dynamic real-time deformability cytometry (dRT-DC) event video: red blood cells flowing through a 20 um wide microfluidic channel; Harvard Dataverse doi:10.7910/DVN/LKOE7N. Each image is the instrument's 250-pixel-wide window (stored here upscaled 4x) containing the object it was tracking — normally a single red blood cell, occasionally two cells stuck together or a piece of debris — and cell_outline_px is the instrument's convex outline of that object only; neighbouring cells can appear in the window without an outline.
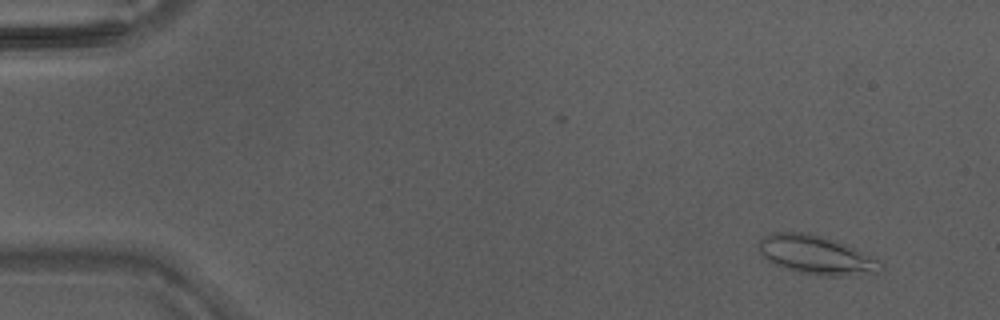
{"species": "Egyptian fruit bat (a non-hibernating species)", "species_latin": "Rousettus aegyptiacus", "temperature_condition": "warm", "stored_images_in_passage": 45, "camera_frame_rate_fps": 3000, "um_per_image_px": 0.085, "animal": {"sex": "male"}, "frame": {"image": 1, "passage_image": 3, "time_ms": 0.667, "image_size_px": [1000, 320], "cell_outline_px": [[884, 268], [880, 272], [840, 276], [820, 276], [796, 272], [784, 268], [768, 260], [760, 252], [760, 240], [764, 236], [772, 232], [808, 232], [844, 244], [880, 260], [884, 264]], "centroid_in_image_um": [69.4, 21.69], "position_along_channel_um": 15.6, "area_um2": 27.34}}
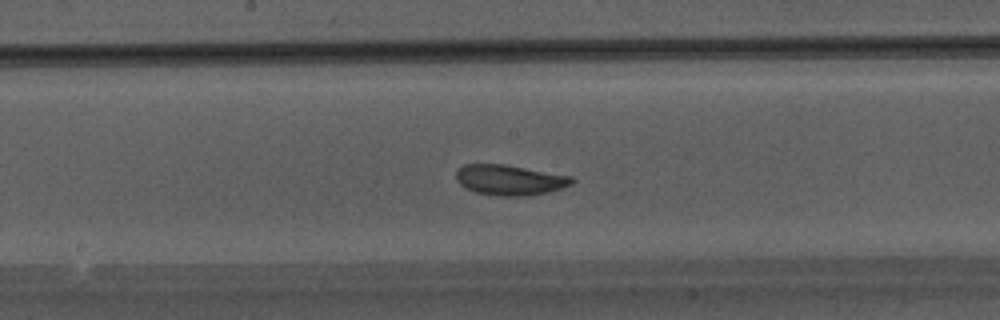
{"frame": {"image": 2, "passage_image": 24, "time_ms": 7.667, "image_size_px": [1000, 320], "cell_outline_px": [[576, 180], [572, 184], [548, 192], [528, 196], [500, 196], [476, 192], [464, 188], [456, 180], [456, 172], [464, 164], [504, 164], [572, 176]], "centroid_in_image_um": [43.33, 15.3], "position_along_channel_um": 204.9, "area_um2": 20.52}}
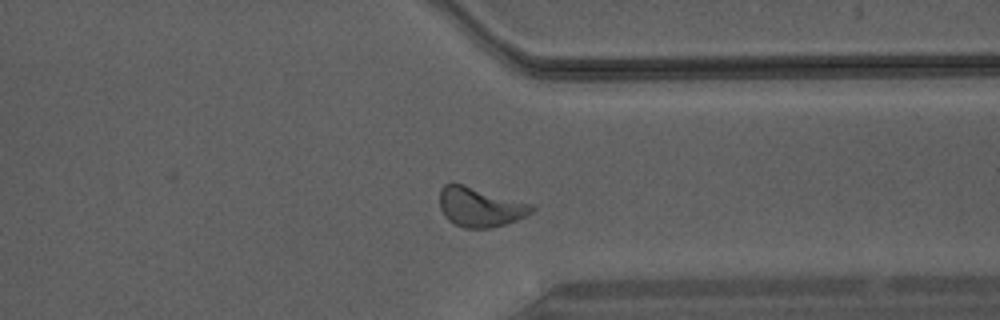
{"frame": {"image": 3, "passage_image": 35, "time_ms": 11.333, "image_size_px": [1000, 320], "cell_outline_px": [[536, 208], [532, 212], [516, 220], [492, 228], [464, 228], [452, 224], [444, 216], [440, 208], [440, 188], [444, 184], [452, 180], [532, 204]], "centroid_in_image_um": [40.75, 17.57], "position_along_channel_um": 370.6, "area_um2": 21.62}}